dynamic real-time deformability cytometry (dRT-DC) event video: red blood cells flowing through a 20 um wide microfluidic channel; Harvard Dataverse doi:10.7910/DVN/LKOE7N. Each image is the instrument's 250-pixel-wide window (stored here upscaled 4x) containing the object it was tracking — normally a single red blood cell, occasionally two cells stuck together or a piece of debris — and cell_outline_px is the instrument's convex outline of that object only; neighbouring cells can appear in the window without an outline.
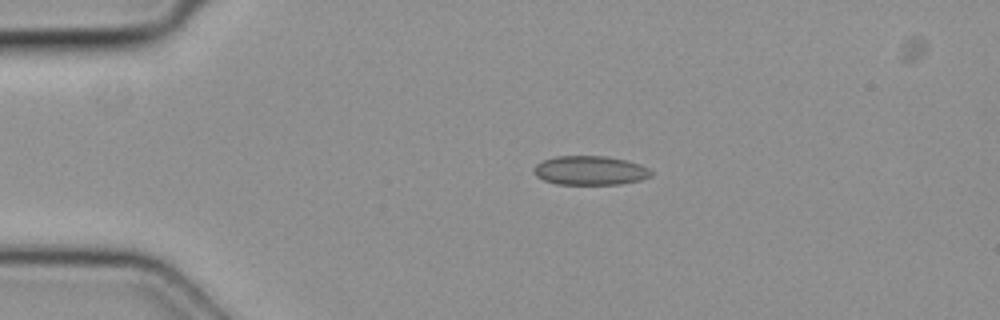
{"species": "common noctule bat (a hibernating species)", "species_latin": "Nyctalus noctula", "temperature_condition": "cold", "stored_images_in_passage": 3, "camera_frame_rate_fps": 3000, "um_per_image_px": 0.085, "animal": {"sex": "female", "body_mass_g": 19.3, "forearm_length_mm": 54.1}, "frame": {"image": 1, "passage_image": 1, "time_ms": 0.0, "image_size_px": [1000, 320], "cell_outline_px": [[652, 176], [640, 180], [620, 184], [556, 184], [544, 180], [536, 176], [532, 172], [532, 168], [536, 164], [544, 160], [556, 156], [608, 156], [640, 164], [648, 168], [652, 172]], "centroid_in_image_um": [50.14, 14.49], "position_along_channel_um": 34.9, "area_um2": 19.94}}